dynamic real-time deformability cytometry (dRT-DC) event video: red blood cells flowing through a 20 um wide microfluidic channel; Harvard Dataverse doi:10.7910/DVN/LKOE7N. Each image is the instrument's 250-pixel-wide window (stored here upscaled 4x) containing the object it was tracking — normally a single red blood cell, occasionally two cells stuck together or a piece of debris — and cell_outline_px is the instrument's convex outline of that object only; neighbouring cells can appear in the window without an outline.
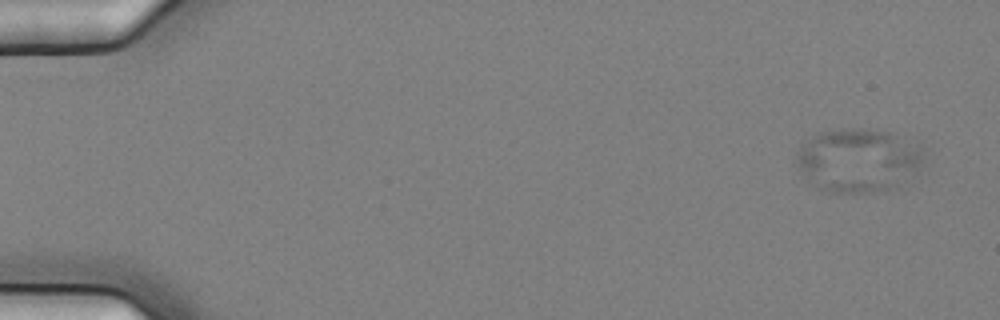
{"species": "common noctule bat (a hibernating species)", "species_latin": "Nyctalus noctula", "temperature_condition": "cold", "stored_images_in_passage": 4, "camera_frame_rate_fps": 3000, "um_per_image_px": 0.085, "animal": {"sex": "female", "body_mass_g": 25.1}, "frame": {"image": 1, "passage_image": 1, "time_ms": 0.0, "image_size_px": [1000, 320], "cell_outline_px": [[924, 156], [920, 164], [896, 188], [884, 192], [828, 192], [816, 188], [796, 164], [796, 156], [800, 144], [816, 132], [840, 128], [868, 128], [888, 132], [920, 144]], "centroid_in_image_um": [72.91, 13.6], "position_along_channel_um": 12.1, "area_um2": 47.45}}
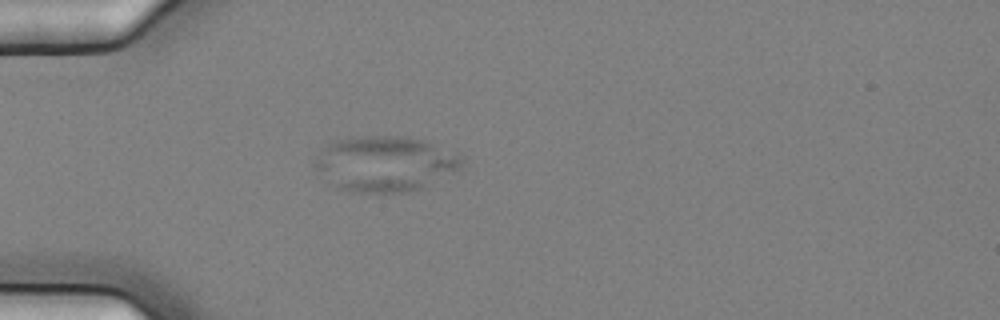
{"frame": {"image": 2, "passage_image": 4, "time_ms": 1.0, "image_size_px": [1000, 320], "cell_outline_px": [[464, 156], [460, 168], [456, 172], [420, 188], [408, 192], [352, 192], [336, 188], [316, 168], [312, 160], [320, 148], [336, 140], [360, 136], [400, 136], [424, 140]], "centroid_in_image_um": [32.71, 13.91], "position_along_channel_um": 52.3, "area_um2": 47.51}}